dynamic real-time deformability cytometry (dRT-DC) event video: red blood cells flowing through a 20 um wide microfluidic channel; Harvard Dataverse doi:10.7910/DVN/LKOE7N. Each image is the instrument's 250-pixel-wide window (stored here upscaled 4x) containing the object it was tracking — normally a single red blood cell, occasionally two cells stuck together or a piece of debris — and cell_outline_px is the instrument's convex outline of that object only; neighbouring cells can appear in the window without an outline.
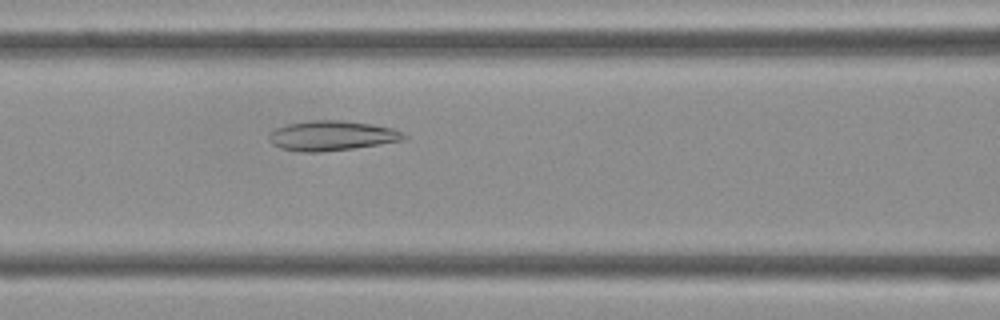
{"species": "Egyptian fruit bat (a non-hibernating species)", "species_latin": "Rousettus aegyptiacus", "temperature_condition": "cold", "stored_images_in_passage": 36, "camera_frame_rate_fps": 3000, "um_per_image_px": 0.085, "frame": {"image": 1, "passage_image": 10, "time_ms": 3.0, "image_size_px": [1000, 320], "cell_outline_px": [[408, 136], [404, 140], [352, 148], [320, 152], [300, 152], [280, 148], [272, 144], [268, 140], [268, 132], [276, 128], [288, 124], [308, 120], [344, 120], [372, 124], [392, 128]], "centroid_in_image_um": [28.14, 11.53], "position_along_channel_um": 138.5, "area_um2": 23.52}}
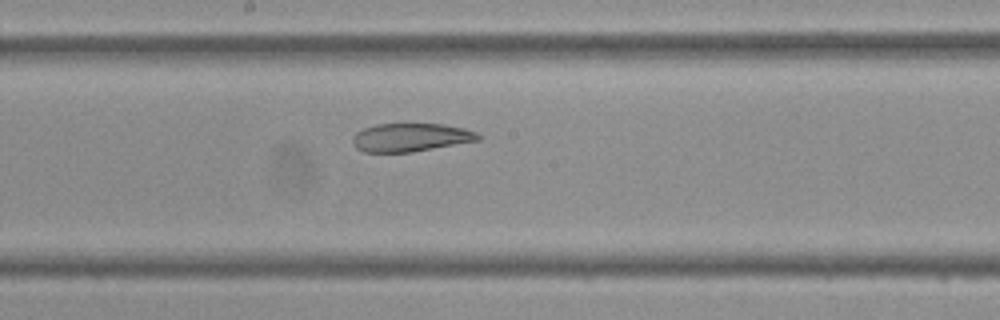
{"frame": {"image": 2, "passage_image": 15, "time_ms": 4.667, "image_size_px": [1000, 320], "cell_outline_px": [[484, 136], [480, 140], [412, 152], [364, 152], [356, 148], [352, 144], [352, 136], [356, 132], [364, 128], [376, 124], [444, 124], [464, 128], [476, 132]], "centroid_in_image_um": [34.91, 11.68], "position_along_channel_um": 213.3, "area_um2": 20.87}}
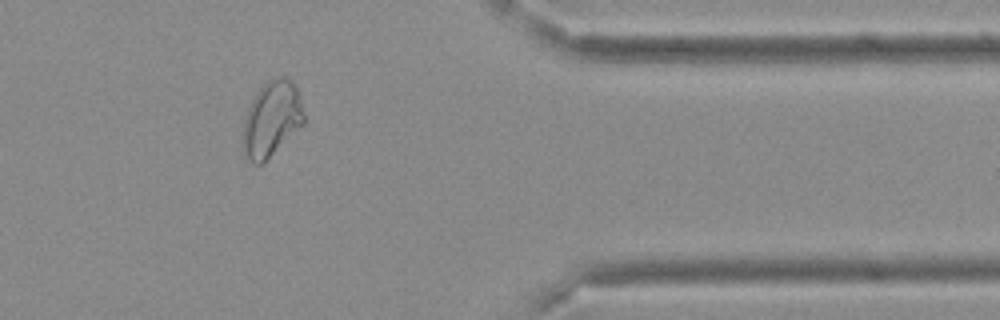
{"frame": {"image": 3, "passage_image": 28, "time_ms": 9.0, "image_size_px": [1000, 320], "cell_outline_px": [[304, 124], [260, 164], [252, 164], [244, 156], [244, 120], [248, 108], [252, 100], [260, 88], [268, 80], [276, 76], [284, 76], [296, 88], [300, 96], [304, 112]], "centroid_in_image_um": [23.1, 10.1], "position_along_channel_um": 388.3, "area_um2": 26.24}}